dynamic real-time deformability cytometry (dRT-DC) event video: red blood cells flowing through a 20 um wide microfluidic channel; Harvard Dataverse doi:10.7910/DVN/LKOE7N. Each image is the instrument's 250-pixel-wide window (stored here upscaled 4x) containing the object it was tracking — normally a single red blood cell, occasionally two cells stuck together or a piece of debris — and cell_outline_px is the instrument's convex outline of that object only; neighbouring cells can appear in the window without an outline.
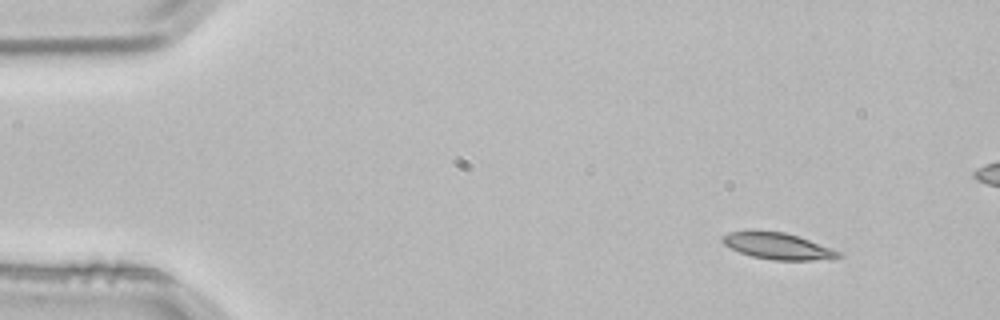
{"species": "common noctule bat (a hibernating species)", "species_latin": "Nyctalus noctula", "temperature_condition": "room temperature", "stored_images_in_passage": 3, "camera_frame_rate_fps": 3000, "um_per_image_px": 0.085, "animal": {"sex": "male", "body_mass_g": 21.5, "forearm_length_mm": 52.0}, "frame": {"image": 1, "passage_image": 3, "time_ms": 0.667, "image_size_px": [1000, 320], "cell_outline_px": [[844, 252], [840, 256], [832, 260], [772, 260], [752, 256], [740, 252], [724, 244], [720, 240], [728, 232], [784, 232]], "centroid_in_image_um": [66.19, 20.95], "position_along_channel_um": 18.8, "area_um2": 17.51}}